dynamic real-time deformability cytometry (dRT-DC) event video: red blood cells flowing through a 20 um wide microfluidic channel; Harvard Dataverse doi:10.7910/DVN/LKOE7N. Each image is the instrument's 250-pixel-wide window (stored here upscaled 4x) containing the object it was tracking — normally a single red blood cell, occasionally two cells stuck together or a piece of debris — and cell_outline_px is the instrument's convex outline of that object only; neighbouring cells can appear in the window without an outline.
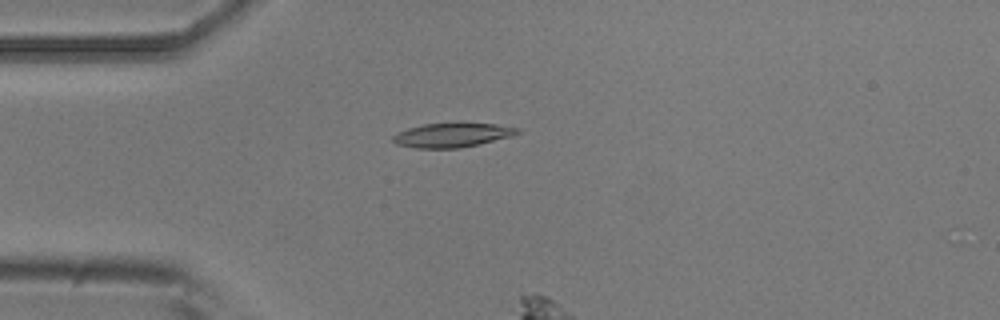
{"species": "common noctule bat (a hibernating species)", "species_latin": "Nyctalus noctula", "temperature_condition": "room temperature", "stored_images_in_passage": 16, "camera_frame_rate_fps": 3000, "um_per_image_px": 0.085, "animal": {"sex": "male", "body_mass_g": 20.5, "forearm_length_mm": 52.5}, "frame": {"image": 1, "passage_image": 14, "time_ms": 4.333, "image_size_px": [1000, 320], "cell_outline_px": [[520, 132], [512, 136], [480, 144], [460, 148], [416, 148], [396, 144], [392, 140], [392, 136], [396, 132], [408, 128], [424, 124], [460, 120], [496, 124], [520, 128]], "centroid_in_image_um": [38.46, 11.44], "position_along_channel_um": 46.5, "area_um2": 18.44}}